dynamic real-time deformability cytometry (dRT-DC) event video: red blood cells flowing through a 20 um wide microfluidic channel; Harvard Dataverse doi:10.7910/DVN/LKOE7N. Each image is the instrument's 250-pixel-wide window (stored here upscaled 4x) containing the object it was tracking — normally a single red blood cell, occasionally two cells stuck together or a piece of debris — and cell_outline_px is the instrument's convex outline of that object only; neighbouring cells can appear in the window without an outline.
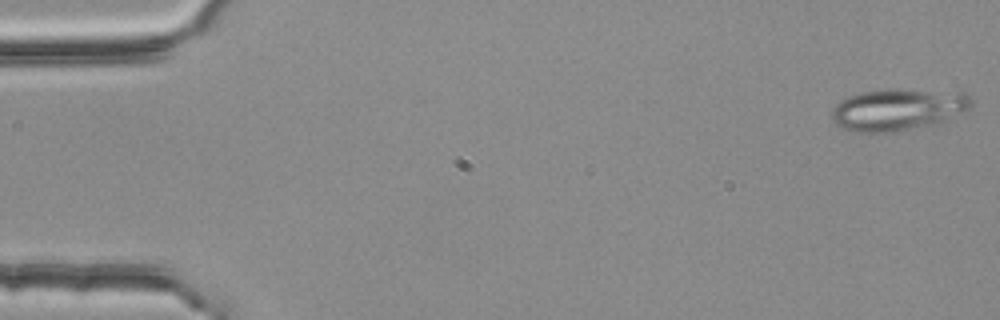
{"species": "common noctule bat (a hibernating species)", "species_latin": "Nyctalus noctula", "temperature_condition": "room temperature", "stored_images_in_passage": 54, "segment_of_instrument_passage": [1, 2], "camera_frame_rate_fps": 3000, "um_per_image_px": 0.085, "animal": {"sex": "female", "body_mass_g": 25.1}, "frame": {"image": 1, "passage_image": 1, "time_ms": 0.0, "image_size_px": [1000, 320], "cell_outline_px": [[972, 104], [968, 108], [944, 120], [924, 128], [892, 132], [856, 132], [840, 128], [832, 120], [832, 108], [840, 100], [848, 96], [860, 92], [880, 88], [900, 88], [964, 92], [972, 100]], "centroid_in_image_um": [76.27, 9.29], "position_along_channel_um": 8.7, "area_um2": 34.62}}